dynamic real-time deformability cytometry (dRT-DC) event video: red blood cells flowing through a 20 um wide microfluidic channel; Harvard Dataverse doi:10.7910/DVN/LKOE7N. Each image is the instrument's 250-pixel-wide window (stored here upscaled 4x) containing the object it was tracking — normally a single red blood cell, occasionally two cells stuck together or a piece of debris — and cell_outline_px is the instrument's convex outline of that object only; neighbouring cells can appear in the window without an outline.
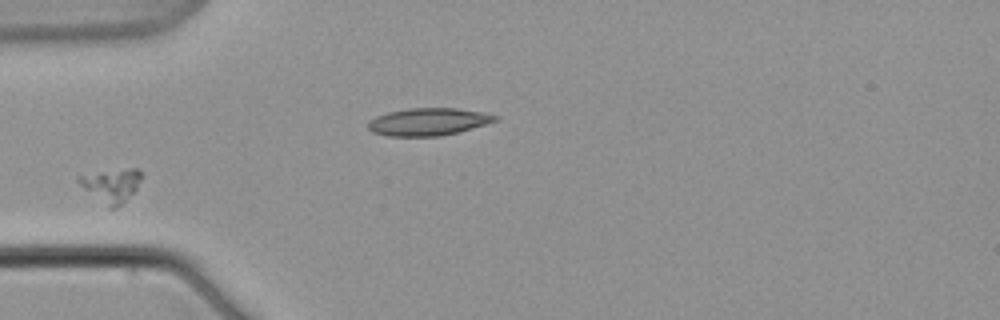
{"species": "common noctule bat (a hibernating species)", "species_latin": "Nyctalus noctula", "temperature_condition": "warm", "stored_images_in_passage": 7, "camera_frame_rate_fps": 3000, "um_per_image_px": 0.085, "animal": {"sex": "male", "body_mass_g": 21.5, "forearm_length_mm": 52.0}, "frame": {"image": 1, "passage_image": 4, "time_ms": 4.333, "image_size_px": [1000, 320], "cell_outline_px": [[144, 176], [136, 188], [116, 208], [108, 208], [84, 188], [76, 180], [76, 176], [100, 172], [132, 168], [140, 168]], "centroid_in_image_um": [9.49, 15.73], "position_along_channel_um": 75.5, "area_um2": 11.96}}
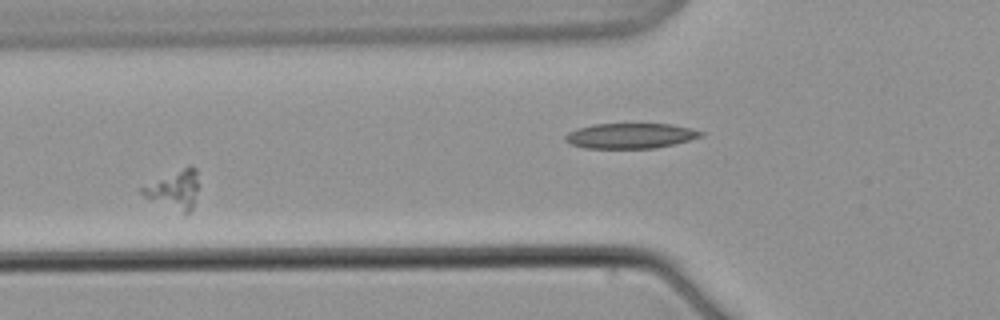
{"frame": {"image": 2, "passage_image": 5, "time_ms": 5.667, "image_size_px": [1000, 320], "cell_outline_px": [[196, 188], [192, 208], [188, 212], [184, 212], [144, 196], [140, 192], [140, 188], [192, 164], [196, 168]], "centroid_in_image_um": [14.81, 16.09], "position_along_channel_um": 111.0, "area_um2": 11.56}}